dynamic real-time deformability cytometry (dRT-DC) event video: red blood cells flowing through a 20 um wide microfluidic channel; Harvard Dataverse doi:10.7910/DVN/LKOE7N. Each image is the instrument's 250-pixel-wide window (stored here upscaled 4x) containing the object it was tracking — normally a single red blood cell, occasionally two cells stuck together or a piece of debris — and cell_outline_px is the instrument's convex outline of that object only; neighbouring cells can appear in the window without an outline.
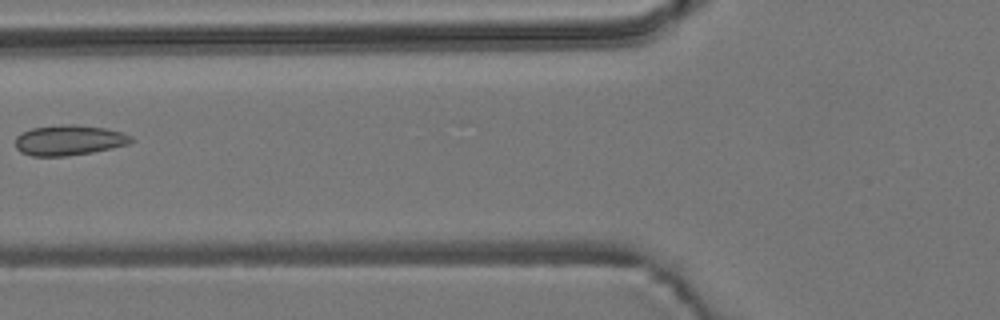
{"species": "common noctule bat (a hibernating species)", "species_latin": "Nyctalus noctula", "temperature_condition": "room temperature", "stored_images_in_passage": 4, "camera_frame_rate_fps": 3000, "um_per_image_px": 0.085, "animal": {"sex": "male", "body_mass_g": 19.2, "forearm_length_mm": 51.8}, "frame": {"image": 1, "passage_image": 4, "time_ms": 1.0, "image_size_px": [1000, 320], "cell_outline_px": [[136, 140], [128, 144], [112, 148], [92, 152], [64, 156], [32, 156], [20, 152], [16, 148], [16, 136], [32, 128], [64, 124], [76, 124], [104, 128], [124, 132], [132, 136]], "centroid_in_image_um": [5.9, 11.91], "position_along_channel_um": 119.9, "area_um2": 20.52}}